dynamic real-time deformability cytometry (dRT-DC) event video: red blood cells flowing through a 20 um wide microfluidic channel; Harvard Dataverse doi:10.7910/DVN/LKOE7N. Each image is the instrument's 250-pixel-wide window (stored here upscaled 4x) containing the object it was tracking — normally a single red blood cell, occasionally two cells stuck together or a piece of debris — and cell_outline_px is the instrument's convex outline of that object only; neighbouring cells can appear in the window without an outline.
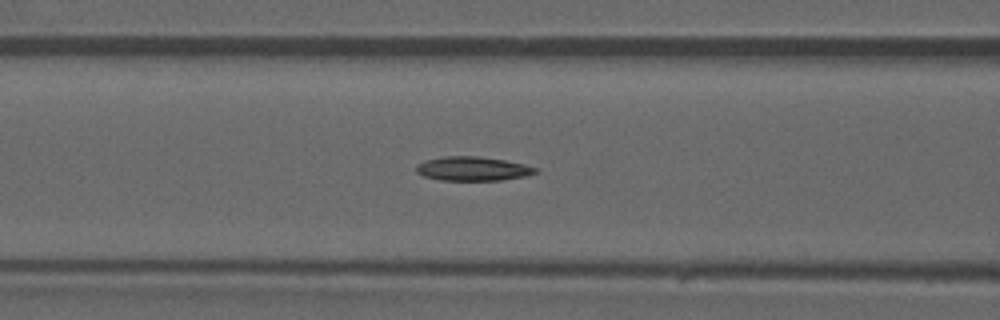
{"species": "common noctule bat (a hibernating species)", "species_latin": "Nyctalus noctula", "temperature_condition": "warm", "stored_images_in_passage": 42, "camera_frame_rate_fps": 3000, "um_per_image_px": 0.085, "animal": {"sex": "male", "forearm_length_mm": 52.5}, "frame": {"image": 1, "passage_image": 18, "time_ms": 5.667, "image_size_px": [1000, 320], "cell_outline_px": [[540, 168], [536, 172], [524, 176], [500, 180], [440, 180], [424, 176], [416, 172], [416, 164], [428, 160], [444, 156], [480, 156], [504, 160], [524, 164]], "centroid_in_image_um": [40.18, 14.33], "position_along_channel_um": 126.4, "area_um2": 16.65}}